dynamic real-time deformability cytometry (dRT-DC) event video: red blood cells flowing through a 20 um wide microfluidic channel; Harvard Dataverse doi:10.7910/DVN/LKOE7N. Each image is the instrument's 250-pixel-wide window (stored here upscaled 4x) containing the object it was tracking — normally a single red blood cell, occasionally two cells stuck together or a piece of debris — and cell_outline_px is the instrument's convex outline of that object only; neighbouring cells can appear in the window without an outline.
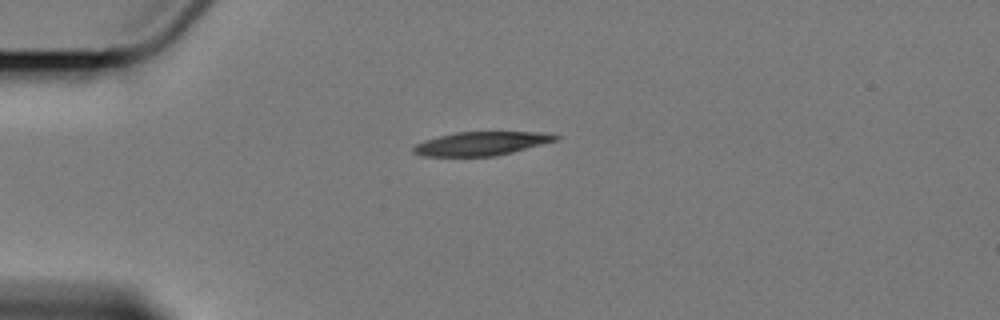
{"species": "Egyptian fruit bat (a non-hibernating species)", "species_latin": "Rousettus aegyptiacus", "temperature_condition": "cold", "stored_images_in_passage": 3, "camera_frame_rate_fps": 3000, "um_per_image_px": 0.085, "animal": {"sex": "female"}, "frame": {"image": 1, "passage_image": 1, "time_ms": 0.0, "image_size_px": [1000, 320], "cell_outline_px": [[560, 140], [496, 156], [424, 156], [412, 152], [412, 148], [416, 144], [424, 140], [456, 132], [536, 132], [560, 136]], "centroid_in_image_um": [40.92, 12.2], "position_along_channel_um": 44.1, "area_um2": 19.54}}
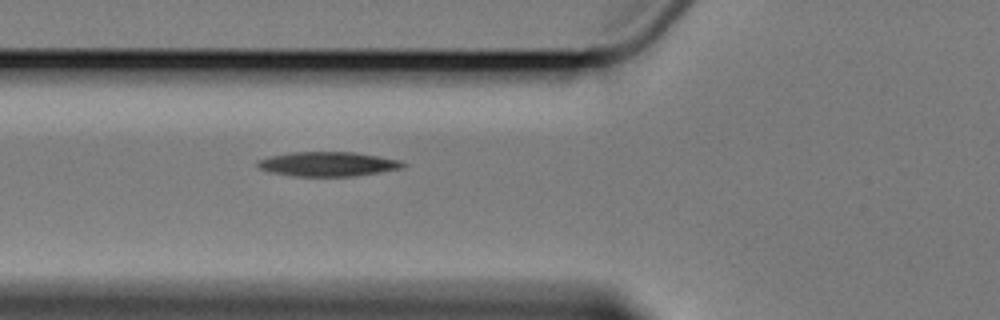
{"frame": {"image": 2, "passage_image": 3, "time_ms": 2.333, "image_size_px": [1000, 320], "cell_outline_px": [[408, 164], [404, 168], [356, 176], [292, 176], [268, 172], [260, 168], [256, 164], [256, 160], [268, 156], [288, 152], [352, 152], [400, 160]], "centroid_in_image_um": [27.83, 13.94], "position_along_channel_um": 98.0, "area_um2": 20.92}}